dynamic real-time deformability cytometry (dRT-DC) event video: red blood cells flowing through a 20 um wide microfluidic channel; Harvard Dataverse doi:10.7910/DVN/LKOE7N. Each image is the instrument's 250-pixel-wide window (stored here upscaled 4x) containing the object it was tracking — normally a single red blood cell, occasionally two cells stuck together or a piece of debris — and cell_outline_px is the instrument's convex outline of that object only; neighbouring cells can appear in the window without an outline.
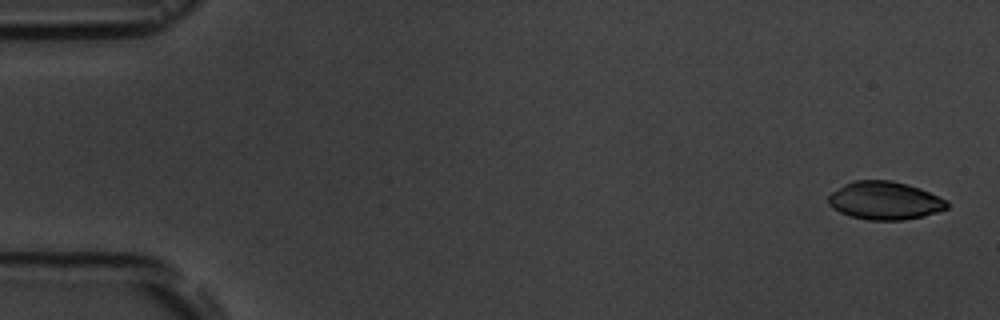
{"species": "common noctule bat (a hibernating species)", "species_latin": "Nyctalus noctula", "temperature_condition": "room temperature", "stored_images_in_passage": 7, "camera_frame_rate_fps": 3000, "um_per_image_px": 0.085, "animal": {"sex": "male", "body_mass_g": 19.5, "forearm_length_mm": 54.6}, "frame": {"image": 1, "passage_image": 1, "time_ms": 0.0, "image_size_px": [1000, 320], "cell_outline_px": [[948, 208], [924, 216], [904, 220], [868, 220], [852, 216], [840, 212], [832, 208], [828, 204], [828, 196], [832, 192], [844, 184], [852, 180], [892, 180], [908, 184], [920, 188], [944, 200], [948, 204]], "centroid_in_image_um": [75.17, 17.04], "position_along_channel_um": 9.8, "area_um2": 26.24}}
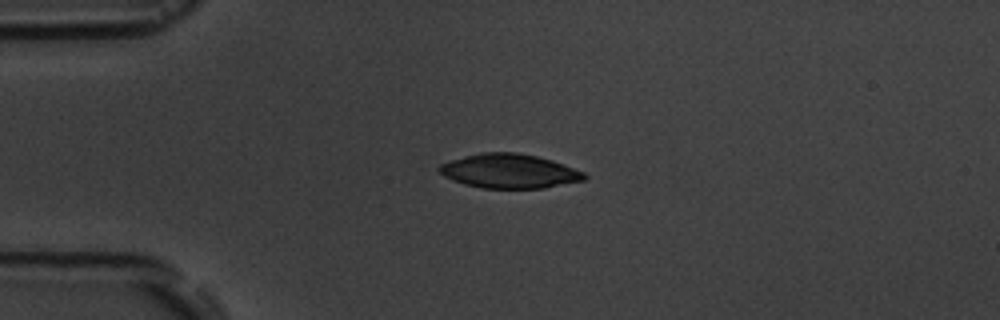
{"frame": {"image": 2, "passage_image": 3, "time_ms": 4.0, "image_size_px": [1000, 320], "cell_outline_px": [[588, 176], [584, 180], [544, 188], [484, 188], [464, 184], [452, 180], [444, 176], [436, 168], [440, 164], [464, 156], [480, 152], [516, 152], [536, 156], [552, 160], [584, 172]], "centroid_in_image_um": [43.28, 14.54], "position_along_channel_um": 41.7, "area_um2": 28.9}}
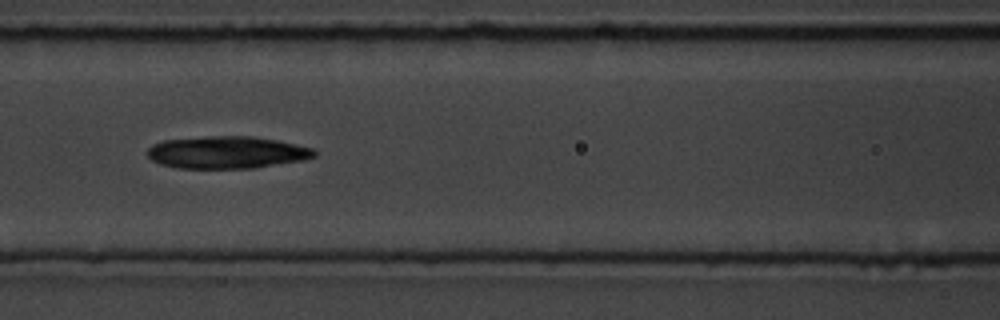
{"frame": {"image": 3, "passage_image": 6, "time_ms": 7.667, "image_size_px": [1000, 320], "cell_outline_px": [[316, 156], [304, 160], [252, 168], [176, 168], [160, 164], [152, 160], [148, 156], [148, 148], [152, 144], [164, 140], [208, 136], [252, 136], [276, 140], [312, 148], [316, 152]], "centroid_in_image_um": [19.26, 12.95], "position_along_channel_um": 147.3, "area_um2": 31.33}}